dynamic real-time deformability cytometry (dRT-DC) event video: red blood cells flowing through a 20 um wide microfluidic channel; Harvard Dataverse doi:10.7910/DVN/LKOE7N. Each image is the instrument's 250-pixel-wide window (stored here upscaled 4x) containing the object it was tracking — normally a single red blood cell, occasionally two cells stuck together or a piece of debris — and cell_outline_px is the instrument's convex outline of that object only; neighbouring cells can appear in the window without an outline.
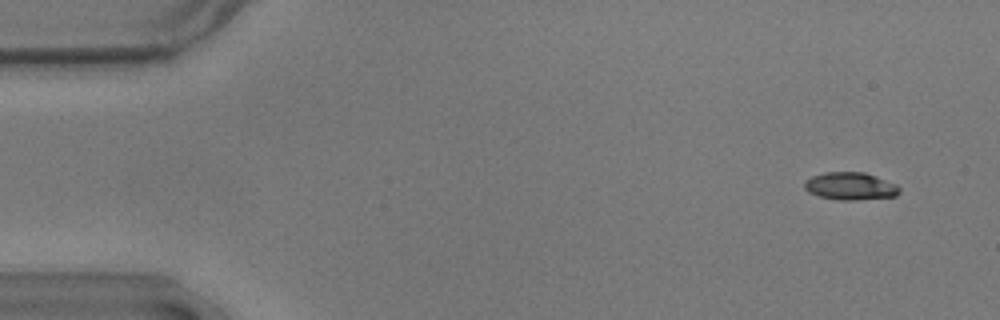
{"species": "common noctule bat (a hibernating species)", "species_latin": "Nyctalus noctula", "temperature_condition": "warm", "stored_images_in_passage": 56, "camera_frame_rate_fps": 3000, "um_per_image_px": 0.085, "animal": {"sex": "male", "body_mass_g": 17.9}, "frame": {"image": 1, "passage_image": 4, "time_ms": 1.0, "image_size_px": [1000, 320], "cell_outline_px": [[900, 192], [896, 196], [856, 200], [840, 200], [820, 196], [808, 192], [804, 188], [804, 180], [812, 176], [824, 172], [864, 172], [876, 176], [896, 184], [900, 188]], "centroid_in_image_um": [72.27, 15.82], "position_along_channel_um": 12.7, "area_um2": 15.32}}
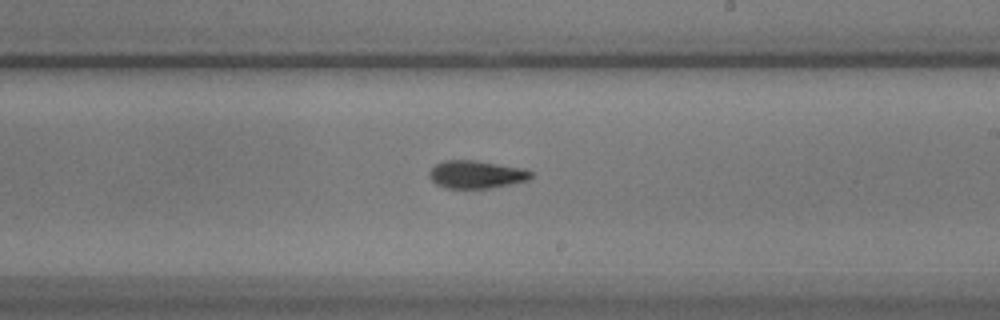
{"frame": {"image": 2, "passage_image": 33, "time_ms": 10.667, "image_size_px": [1000, 320], "cell_outline_px": [[532, 176], [528, 180], [488, 188], [448, 188], [436, 184], [428, 176], [428, 172], [436, 164], [444, 160], [476, 160], [524, 168], [532, 172]], "centroid_in_image_um": [40.47, 14.81], "position_along_channel_um": 248.5, "area_um2": 16.42}}
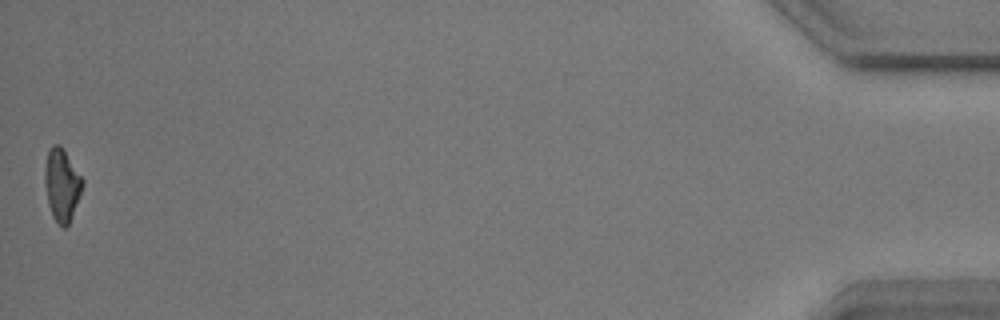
{"frame": {"image": 3, "passage_image": 56, "time_ms": 18.333, "image_size_px": [1000, 320], "cell_outline_px": [[84, 184], [68, 224], [64, 228], [52, 216], [48, 204], [44, 180], [44, 168], [48, 152], [52, 144], [60, 144], [84, 180]], "centroid_in_image_um": [5.24, 15.67], "position_along_channel_um": 430.0, "area_um2": 15.66}, "authors_computed_cell_mechanics": {"area_um2": 16.184, "velocity_mm_per_s": 3.61, "shape_relaxation_time_tau1_ms": 6.891, "shape_relaxation_time_tau2_ms": 2.6565, "deformation_change_tau1": 0.1786, "deformation_change_tau2": 0.0956}}